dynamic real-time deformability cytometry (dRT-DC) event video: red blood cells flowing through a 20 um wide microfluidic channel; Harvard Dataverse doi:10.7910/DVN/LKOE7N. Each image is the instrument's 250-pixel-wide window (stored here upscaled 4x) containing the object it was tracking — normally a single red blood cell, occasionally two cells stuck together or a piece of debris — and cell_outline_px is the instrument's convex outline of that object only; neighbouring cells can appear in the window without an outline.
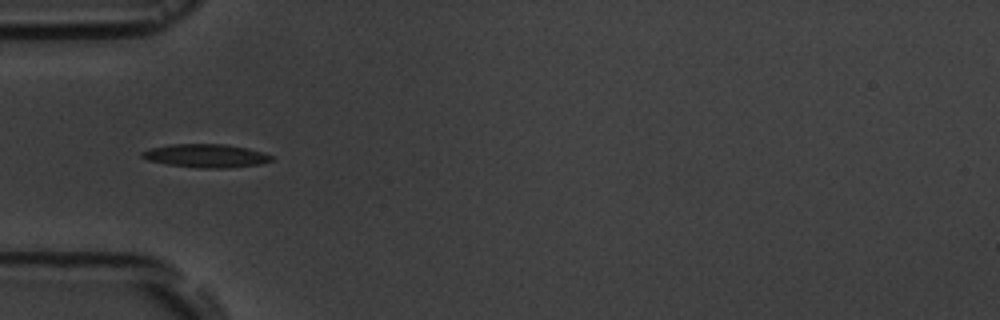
{"species": "common noctule bat (a hibernating species)", "species_latin": "Nyctalus noctula", "temperature_condition": "room temperature", "stored_images_in_passage": 3, "camera_frame_rate_fps": 3000, "um_per_image_px": 0.085, "animal": {"sex": "male", "body_mass_g": 19.5, "forearm_length_mm": 54.6}, "frame": {"image": 1, "passage_image": 1, "time_ms": 0.0, "image_size_px": [1000, 320], "cell_outline_px": [[272, 160], [260, 164], [228, 168], [200, 168], [168, 164], [148, 160], [140, 156], [140, 152], [148, 148], [172, 144], [228, 144], [248, 148], [264, 152], [272, 156]], "centroid_in_image_um": [17.5, 13.23], "position_along_channel_um": 67.5, "area_um2": 17.74}}
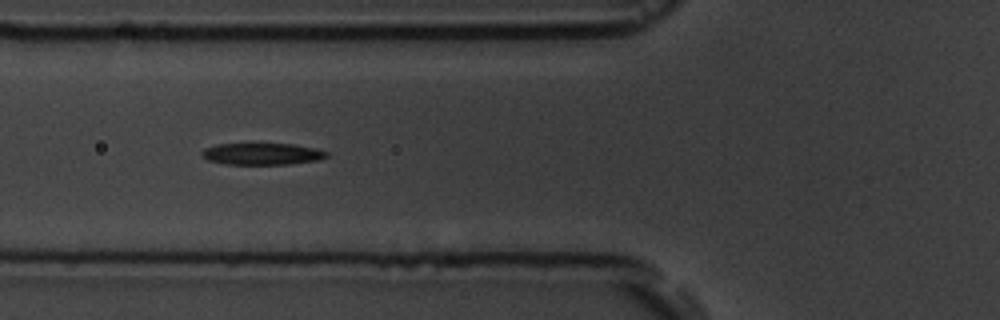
{"frame": {"image": 2, "passage_image": 2, "time_ms": 1.0, "image_size_px": [1000, 320], "cell_outline_px": [[328, 156], [320, 160], [288, 164], [224, 164], [208, 160], [200, 152], [204, 148], [216, 144], [296, 144], [316, 148], [328, 152]], "centroid_in_image_um": [22.3, 13.08], "position_along_channel_um": 103.5, "area_um2": 15.84}}
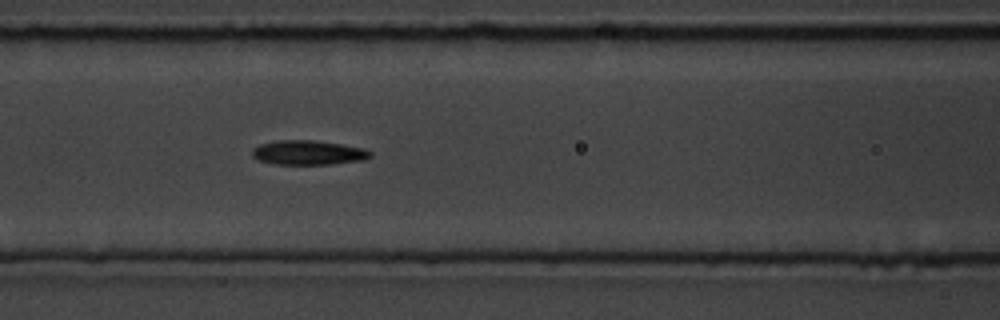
{"frame": {"image": 3, "passage_image": 3, "time_ms": 2.0, "image_size_px": [1000, 320], "cell_outline_px": [[372, 156], [364, 160], [332, 164], [272, 164], [260, 160], [252, 156], [252, 148], [260, 144], [276, 140], [316, 140], [364, 148], [372, 152]], "centroid_in_image_um": [26.2, 12.97], "position_along_channel_um": 140.4, "area_um2": 16.94}}